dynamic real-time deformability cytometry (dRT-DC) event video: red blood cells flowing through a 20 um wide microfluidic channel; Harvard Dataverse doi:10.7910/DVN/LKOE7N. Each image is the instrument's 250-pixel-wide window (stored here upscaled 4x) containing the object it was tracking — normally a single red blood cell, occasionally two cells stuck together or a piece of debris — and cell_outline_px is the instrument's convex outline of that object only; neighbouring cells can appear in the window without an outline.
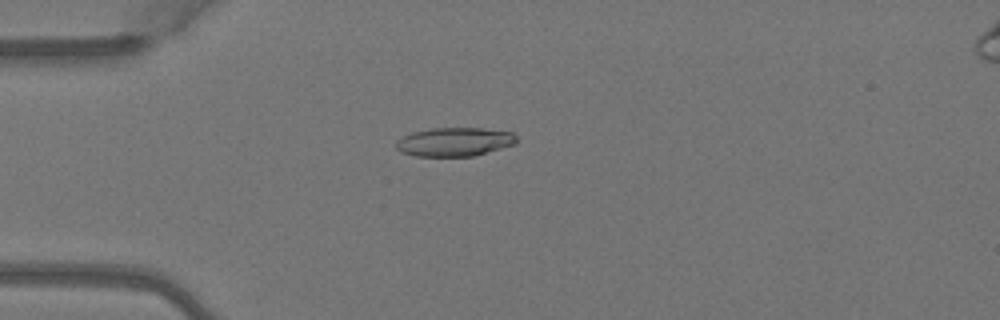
{"species": "Egyptian fruit bat (a non-hibernating species)", "species_latin": "Rousettus aegyptiacus", "temperature_condition": "warm", "stored_images_in_passage": 5, "segment_of_instrument_passage": [1, 2], "camera_frame_rate_fps": 3000, "um_per_image_px": 0.085, "animal": {"sex": "female"}, "frame": {"image": 1, "passage_image": 4, "time_ms": 1.0, "image_size_px": [1000, 320], "cell_outline_px": [[516, 144], [472, 156], [416, 156], [400, 152], [396, 148], [396, 140], [412, 132], [432, 128], [484, 128], [512, 132], [516, 136]], "centroid_in_image_um": [38.62, 12.05], "position_along_channel_um": 46.4, "area_um2": 20.17}}